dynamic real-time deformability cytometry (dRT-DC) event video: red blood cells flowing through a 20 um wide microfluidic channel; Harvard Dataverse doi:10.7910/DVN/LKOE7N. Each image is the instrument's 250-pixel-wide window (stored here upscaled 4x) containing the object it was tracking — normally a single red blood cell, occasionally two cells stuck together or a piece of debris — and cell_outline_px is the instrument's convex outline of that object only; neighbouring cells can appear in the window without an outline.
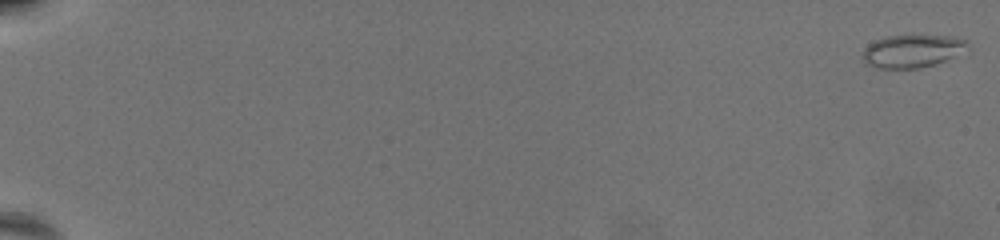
{"species": "common noctule bat (a hibernating species)", "species_latin": "Nyctalus noctula", "temperature_condition": "warm", "stored_images_in_passage": 52, "camera_frame_rate_fps": 3000, "um_per_image_px": 0.085, "animal": {"sex": "female", "body_mass_g": 19.5, "forearm_length_mm": 54.1}, "frame": {"image": 1, "passage_image": 1, "time_ms": 0.0, "image_size_px": [1000, 240], "cell_outline_px": [[972, 48], [936, 64], [920, 68], [876, 68], [864, 64], [860, 56], [864, 48], [868, 44], [876, 40], [888, 36], [952, 36], [968, 40]], "centroid_in_image_um": [77.54, 4.35], "position_along_channel_um": 7.5, "area_um2": 20.4}}
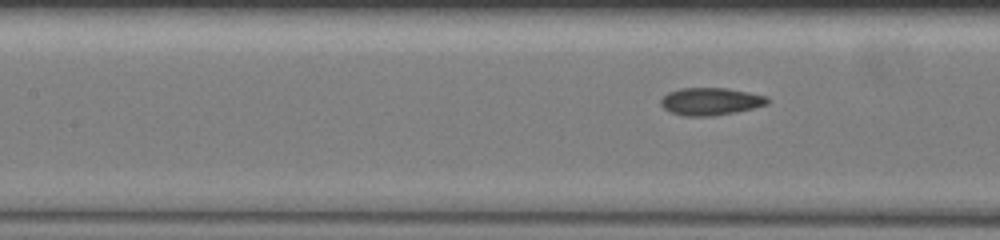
{"frame": {"image": 2, "passage_image": 31, "time_ms": 10.0, "image_size_px": [1000, 240], "cell_outline_px": [[768, 104], [752, 108], [712, 116], [684, 116], [672, 112], [664, 108], [660, 104], [660, 100], [668, 92], [680, 88], [728, 88], [768, 96]], "centroid_in_image_um": [60.38, 8.61], "position_along_channel_um": 147.0, "area_um2": 16.94}}
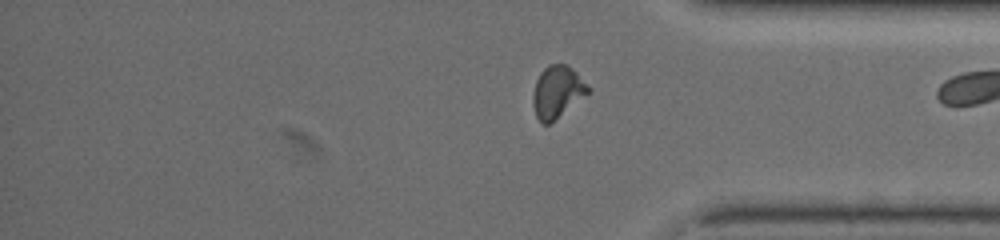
{"frame": {"image": 3, "passage_image": 51, "time_ms": 16.667, "image_size_px": [1000, 240], "cell_outline_px": [[592, 88], [588, 92], [548, 124], [544, 124], [536, 116], [532, 100], [532, 96], [536, 80], [540, 72], [548, 64], [564, 64], [572, 68]], "centroid_in_image_um": [47.35, 7.76], "position_along_channel_um": 387.9, "area_um2": 16.3}}